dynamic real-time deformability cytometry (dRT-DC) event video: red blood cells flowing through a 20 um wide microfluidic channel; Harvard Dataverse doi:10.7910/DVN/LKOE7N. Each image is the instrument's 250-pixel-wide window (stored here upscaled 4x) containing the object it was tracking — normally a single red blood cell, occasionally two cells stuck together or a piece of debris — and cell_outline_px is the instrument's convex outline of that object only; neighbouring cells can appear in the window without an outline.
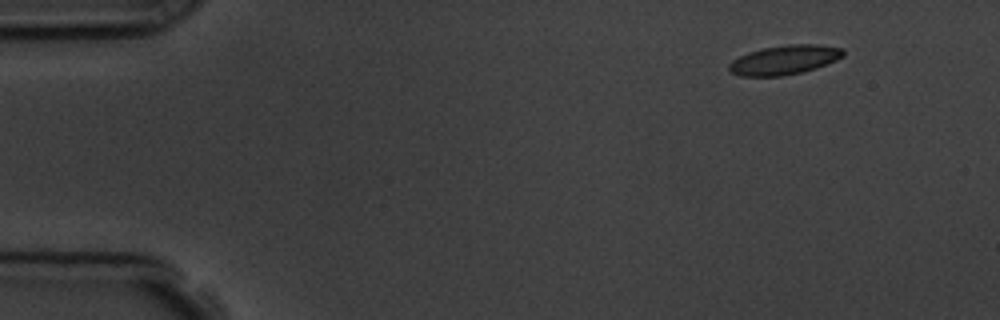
{"species": "common noctule bat (a hibernating species)", "species_latin": "Nyctalus noctula", "temperature_condition": "room temperature", "stored_images_in_passage": 3, "camera_frame_rate_fps": 3000, "um_per_image_px": 0.085, "animal": {"sex": "male", "body_mass_g": 19.5, "forearm_length_mm": 54.6}, "frame": {"image": 1, "passage_image": 1, "time_ms": 0.0, "image_size_px": [1000, 320], "cell_outline_px": [[844, 56], [836, 60], [816, 68], [804, 72], [780, 76], [740, 76], [732, 72], [728, 68], [728, 64], [732, 60], [748, 52], [764, 48], [788, 44], [820, 44], [844, 48]], "centroid_in_image_um": [66.7, 5.08], "position_along_channel_um": 18.3, "area_um2": 19.59}}
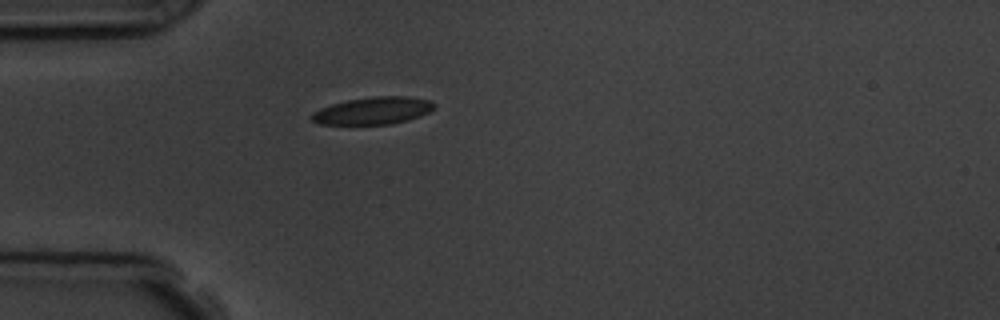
{"frame": {"image": 2, "passage_image": 3, "time_ms": 3.333, "image_size_px": [1000, 320], "cell_outline_px": [[436, 108], [420, 116], [408, 120], [392, 124], [320, 124], [312, 120], [308, 116], [312, 112], [320, 108], [332, 104], [348, 100], [372, 96], [408, 96], [432, 100], [436, 104]], "centroid_in_image_um": [31.74, 9.4], "position_along_channel_um": 53.3, "area_um2": 19.71}}